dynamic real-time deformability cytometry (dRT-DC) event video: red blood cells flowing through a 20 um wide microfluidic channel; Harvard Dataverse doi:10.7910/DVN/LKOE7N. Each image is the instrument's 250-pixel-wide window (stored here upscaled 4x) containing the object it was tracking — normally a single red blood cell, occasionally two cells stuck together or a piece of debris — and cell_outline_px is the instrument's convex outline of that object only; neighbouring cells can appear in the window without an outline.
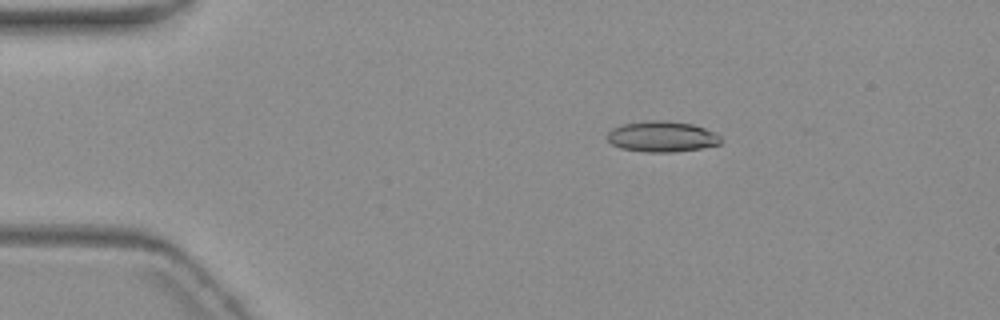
{"species": "common noctule bat (a hibernating species)", "species_latin": "Nyctalus noctula", "temperature_condition": "warm", "stored_images_in_passage": 4, "camera_frame_rate_fps": 3000, "um_per_image_px": 0.085, "animal": {"sex": "female", "body_mass_g": 19.3, "forearm_length_mm": 54.1}, "frame": {"image": 1, "passage_image": 3, "time_ms": 2.667, "image_size_px": [1000, 320], "cell_outline_px": [[724, 140], [720, 144], [700, 148], [672, 152], [644, 152], [620, 148], [612, 144], [604, 136], [612, 128], [624, 124], [644, 120], [660, 120], [692, 124], [704, 128], [720, 136]], "centroid_in_image_um": [56.23, 11.61], "position_along_channel_um": 28.8, "area_um2": 20.4}}